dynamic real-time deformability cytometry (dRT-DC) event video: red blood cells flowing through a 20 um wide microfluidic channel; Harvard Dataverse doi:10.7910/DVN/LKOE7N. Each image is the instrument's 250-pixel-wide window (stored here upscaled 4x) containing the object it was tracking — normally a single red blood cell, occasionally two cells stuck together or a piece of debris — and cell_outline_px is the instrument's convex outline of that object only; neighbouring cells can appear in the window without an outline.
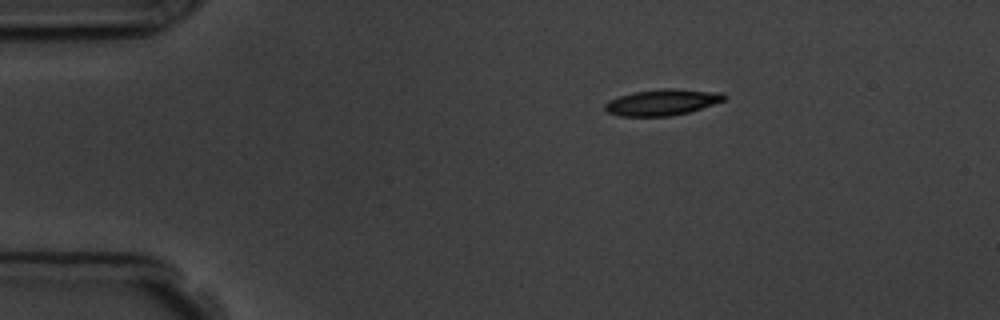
{"species": "common noctule bat (a hibernating species)", "species_latin": "Nyctalus noctula", "temperature_condition": "room temperature", "stored_images_in_passage": 3, "camera_frame_rate_fps": 3000, "um_per_image_px": 0.085, "animal": {"sex": "male", "body_mass_g": 19.5, "forearm_length_mm": 54.6}, "frame": {"image": 1, "passage_image": 1, "time_ms": 0.0, "image_size_px": [1000, 320], "cell_outline_px": [[728, 96], [724, 100], [688, 112], [672, 116], [620, 116], [608, 112], [604, 108], [604, 104], [608, 100], [632, 92], [664, 88], [672, 88], [724, 92]], "centroid_in_image_um": [56.29, 8.68], "position_along_channel_um": 28.7, "area_um2": 18.21}}
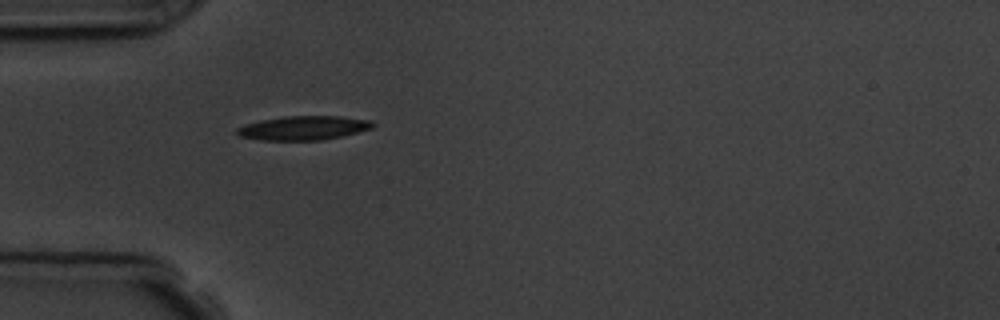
{"frame": {"image": 2, "passage_image": 3, "time_ms": 2.333, "image_size_px": [1000, 320], "cell_outline_px": [[376, 124], [372, 128], [340, 136], [320, 140], [260, 140], [240, 136], [236, 132], [236, 128], [260, 120], [284, 116], [340, 116], [372, 120]], "centroid_in_image_um": [25.81, 10.87], "position_along_channel_um": 59.2, "area_um2": 18.9}}